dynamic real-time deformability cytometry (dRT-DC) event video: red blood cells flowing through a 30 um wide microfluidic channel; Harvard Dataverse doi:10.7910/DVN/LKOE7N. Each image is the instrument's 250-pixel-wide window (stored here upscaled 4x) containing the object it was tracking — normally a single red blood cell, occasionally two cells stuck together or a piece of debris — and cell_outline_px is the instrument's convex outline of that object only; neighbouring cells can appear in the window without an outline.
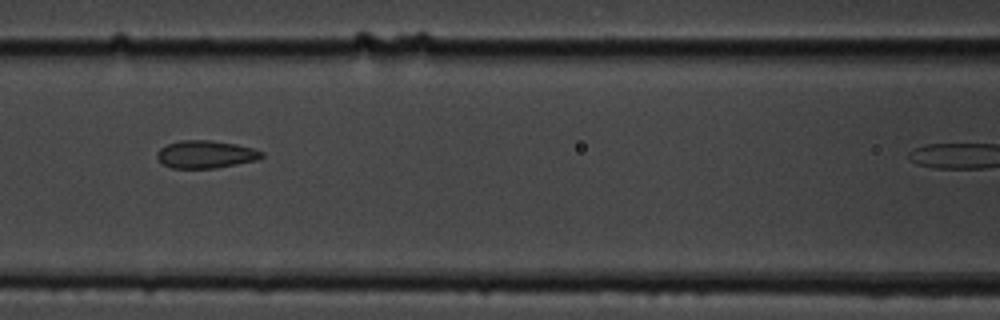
{"species": "common noctule bat (a hibernating species)", "species_latin": "Nyctalus noctula", "temperature_condition": "cold", "stored_images_in_passage": 6, "camera_frame_rate_fps": 3000, "um_per_image_px": 0.085, "animal": {"sex": "male", "body_mass_g": 19.5, "forearm_length_mm": 54.6}, "frame": {"image": 1, "passage_image": 5, "time_ms": 4.667, "image_size_px": [1000, 320], "cell_outline_px": [[264, 156], [256, 160], [216, 168], [172, 168], [164, 164], [156, 156], [156, 152], [160, 148], [168, 144], [180, 140], [208, 140], [236, 144], [252, 148], [264, 152]], "centroid_in_image_um": [17.48, 13.11], "position_along_channel_um": 149.1, "area_um2": 16.76}}